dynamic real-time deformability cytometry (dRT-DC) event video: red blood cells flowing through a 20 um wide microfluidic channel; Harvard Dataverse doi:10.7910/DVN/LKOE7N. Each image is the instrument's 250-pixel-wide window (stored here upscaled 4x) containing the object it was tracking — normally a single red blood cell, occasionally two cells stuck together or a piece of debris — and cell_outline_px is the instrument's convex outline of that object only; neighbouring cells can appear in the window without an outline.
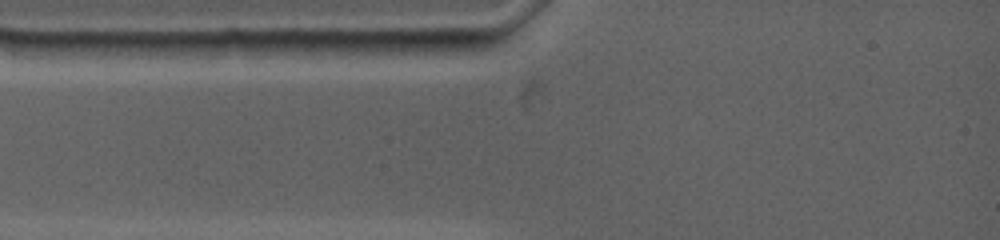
{"species": "common noctule bat (a hibernating species)", "species_latin": "Nyctalus noctula", "temperature_condition": "warm", "stored_images_in_passage": 5, "camera_frame_rate_fps": 4500, "um_per_image_px": 0.085, "animal": {"sex": "female", "body_mass_g": 19.0, "forearm_length_mm": 53.3}, "frame": {"image": 1, "passage_image": 4, "time_ms": 1.111, "image_size_px": [1000, 240], "cell_outline_px": [[488, 40], [484, 48], [452, 56], [372, 52], [364, 44], [368, 40]], "centroid_in_image_um": [36.19, 3.97], "position_along_channel_um": 48.8, "area_um2": 11.39}}